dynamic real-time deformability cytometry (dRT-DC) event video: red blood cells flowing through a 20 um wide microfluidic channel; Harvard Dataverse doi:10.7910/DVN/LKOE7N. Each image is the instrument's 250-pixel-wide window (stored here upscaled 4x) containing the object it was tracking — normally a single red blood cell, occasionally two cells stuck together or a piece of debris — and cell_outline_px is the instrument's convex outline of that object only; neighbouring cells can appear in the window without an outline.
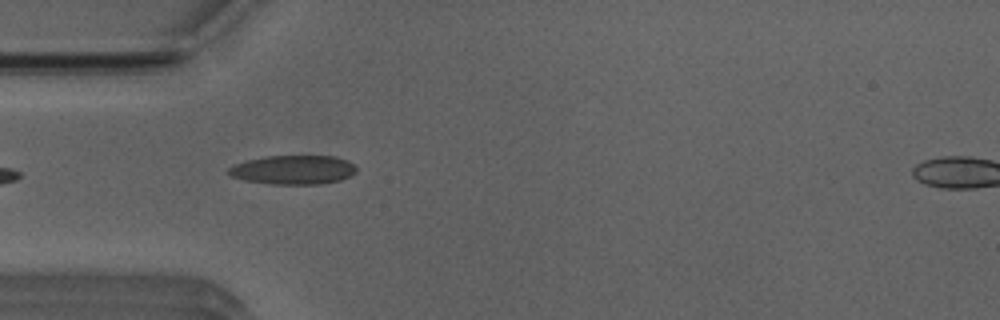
{"species": "Egyptian fruit bat (a non-hibernating species)", "species_latin": "Rousettus aegyptiacus", "temperature_condition": "room temperature", "stored_images_in_passage": 37, "camera_frame_rate_fps": 3000, "um_per_image_px": 0.085, "animal": {"sex": "male"}, "frame": {"image": 1, "passage_image": 1, "time_ms": 0.0, "image_size_px": [1000, 320], "cell_outline_px": [[356, 172], [352, 176], [340, 180], [320, 184], [272, 184], [244, 180], [232, 176], [228, 172], [228, 168], [244, 160], [268, 156], [336, 156], [348, 160], [356, 168]], "centroid_in_image_um": [24.95, 14.43], "position_along_channel_um": 60.0, "area_um2": 21.68}}
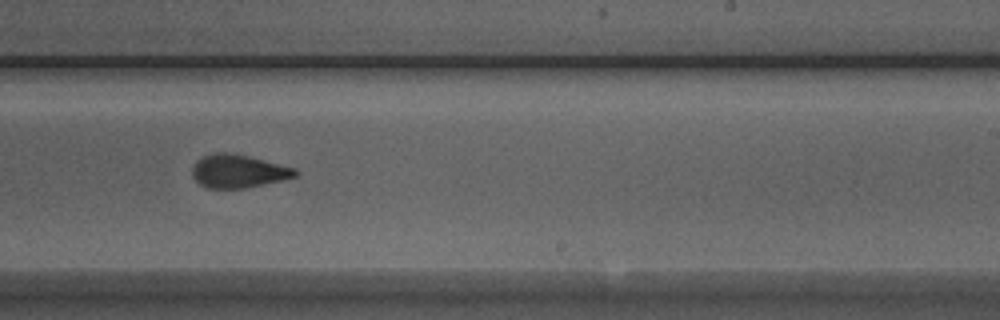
{"frame": {"image": 2, "passage_image": 17, "time_ms": 5.333, "image_size_px": [1000, 320], "cell_outline_px": [[300, 172], [296, 176], [280, 180], [244, 188], [208, 188], [200, 184], [192, 176], [192, 168], [196, 160], [200, 156], [212, 152], [228, 152], [248, 156], [296, 168]], "centroid_in_image_um": [20.21, 14.53], "position_along_channel_um": 268.8, "area_um2": 19.94}}
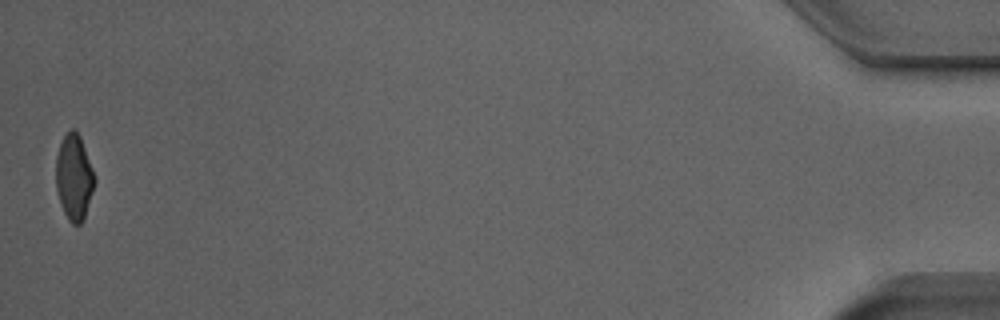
{"frame": {"image": 3, "passage_image": 37, "time_ms": 12.0, "image_size_px": [1000, 320], "cell_outline_px": [[96, 180], [84, 220], [80, 224], [72, 224], [68, 220], [60, 204], [56, 188], [56, 156], [60, 144], [64, 136], [72, 128], [80, 136], [96, 176]], "centroid_in_image_um": [6.3, 15.1], "position_along_channel_um": 428.9, "area_um2": 19.36}, "authors_computed_cell_mechanics": {"area_um2": 20.4612, "velocity_mm_per_s": 3.9378, "shape_relaxation_time_tau1_ms": 6.9003, "shape_relaxation_time_tau2_ms": 1.738, "deformation_change_tau1": 0.1993, "deformation_change_tau2": 0.0818}}